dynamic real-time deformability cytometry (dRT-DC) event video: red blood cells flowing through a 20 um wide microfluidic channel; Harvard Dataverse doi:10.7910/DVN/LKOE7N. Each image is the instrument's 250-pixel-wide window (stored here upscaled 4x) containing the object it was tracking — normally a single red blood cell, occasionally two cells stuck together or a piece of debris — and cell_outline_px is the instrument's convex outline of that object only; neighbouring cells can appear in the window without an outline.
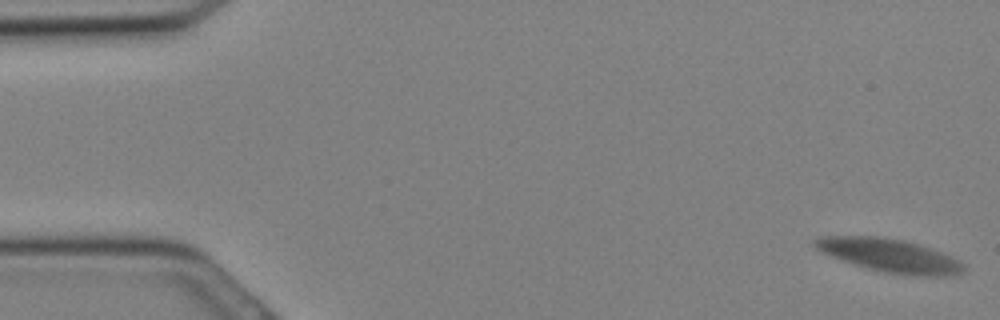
{"species": "Egyptian fruit bat (a non-hibernating species)", "species_latin": "Rousettus aegyptiacus", "temperature_condition": "cold", "stored_images_in_passage": 36, "camera_frame_rate_fps": 3000, "um_per_image_px": 0.085, "animal": {"sex": "female"}, "frame": {"image": 1, "passage_image": 1, "time_ms": 0.0, "image_size_px": [1000, 320], "cell_outline_px": [[964, 272], [952, 276], [916, 276], [884, 272], [868, 268], [820, 252], [812, 244], [812, 240], [820, 236], [880, 236], [904, 240], [940, 252], [960, 260], [964, 264]], "centroid_in_image_um": [75.62, 21.71], "position_along_channel_um": 9.4, "area_um2": 28.73}}
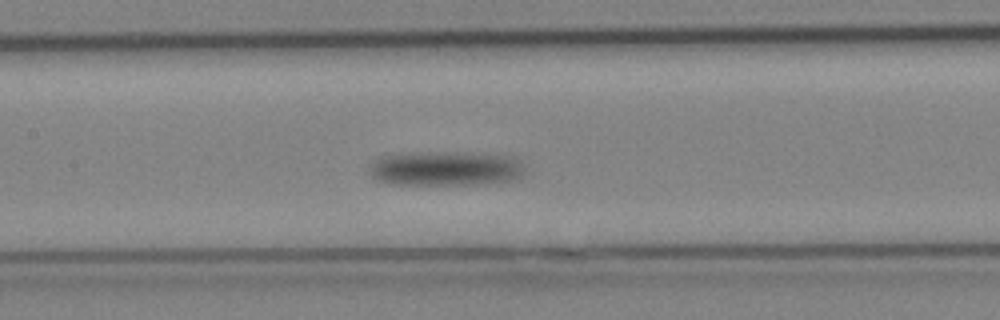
{"frame": {"image": 2, "passage_image": 17, "time_ms": 5.333, "image_size_px": [1000, 320], "cell_outline_px": [[524, 172], [516, 180], [488, 184], [392, 184], [376, 180], [372, 176], [372, 160], [380, 156], [400, 152], [444, 152], [516, 156], [524, 164]], "centroid_in_image_um": [37.9, 14.31], "position_along_channel_um": 169.5, "area_um2": 31.73}}
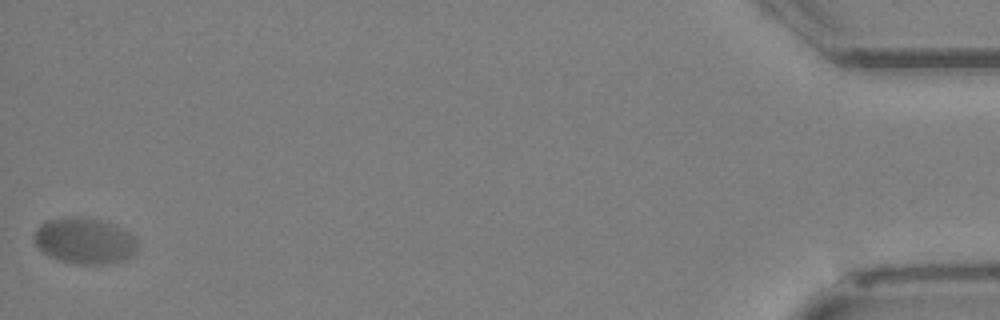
{"frame": {"image": 3, "passage_image": 36, "time_ms": 11.667, "image_size_px": [1000, 320], "cell_outline_px": [[136, 248], [132, 256], [116, 264], [72, 264], [48, 256], [40, 252], [36, 248], [32, 236], [36, 228], [44, 220], [76, 216], [100, 220], [120, 228], [128, 232], [136, 240]], "centroid_in_image_um": [7.11, 20.49], "position_along_channel_um": 428.1, "area_um2": 28.09}}